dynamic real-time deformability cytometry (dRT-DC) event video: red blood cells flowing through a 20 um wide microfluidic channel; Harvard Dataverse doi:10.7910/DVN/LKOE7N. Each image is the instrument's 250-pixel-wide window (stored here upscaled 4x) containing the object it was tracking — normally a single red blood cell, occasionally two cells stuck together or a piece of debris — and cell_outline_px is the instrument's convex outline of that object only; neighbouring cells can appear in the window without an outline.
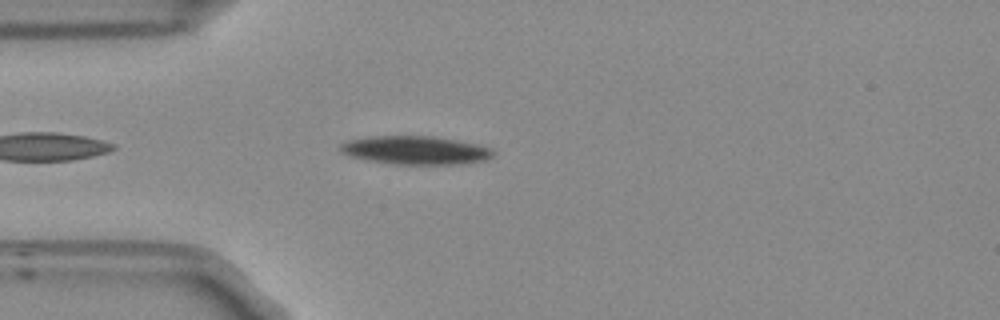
{"species": "Egyptian fruit bat (a non-hibernating species)", "species_latin": "Rousettus aegyptiacus", "temperature_condition": "room temperature", "stored_images_in_passage": 12, "camera_frame_rate_fps": 3000, "um_per_image_px": 0.085, "frame": {"image": 1, "passage_image": 4, "time_ms": 1.0, "image_size_px": [1000, 320], "cell_outline_px": [[496, 152], [492, 156], [484, 160], [452, 164], [400, 164], [372, 160], [352, 156], [340, 152], [340, 144], [348, 140], [376, 136], [436, 136], [476, 144], [492, 148]], "centroid_in_image_um": [35.35, 12.75], "position_along_channel_um": 49.7, "area_um2": 24.85}}
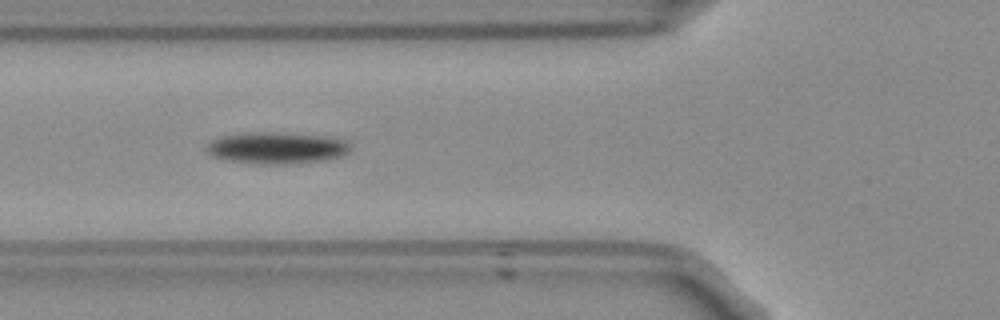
{"frame": {"image": 2, "passage_image": 9, "time_ms": 2.667, "image_size_px": [1000, 320], "cell_outline_px": [[348, 152], [340, 156], [320, 160], [284, 164], [264, 164], [228, 160], [212, 156], [204, 148], [204, 144], [220, 136], [244, 132], [284, 132], [320, 136], [344, 140], [348, 144]], "centroid_in_image_um": [23.4, 12.55], "position_along_channel_um": 102.4, "area_um2": 26.3}}